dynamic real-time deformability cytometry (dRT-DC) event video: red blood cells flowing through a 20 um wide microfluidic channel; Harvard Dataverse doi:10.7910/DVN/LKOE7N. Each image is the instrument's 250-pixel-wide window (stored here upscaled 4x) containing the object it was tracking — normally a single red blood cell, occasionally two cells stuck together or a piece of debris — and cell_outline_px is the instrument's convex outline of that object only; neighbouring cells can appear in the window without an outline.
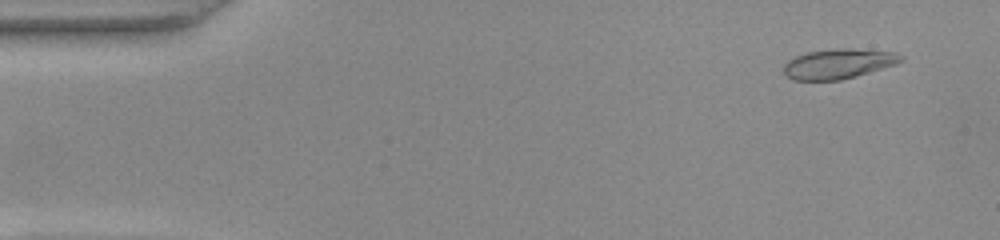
{"species": "common noctule bat (a hibernating species)", "species_latin": "Nyctalus noctula", "temperature_condition": "warm", "stored_images_in_passage": 7, "camera_frame_rate_fps": 3000, "um_per_image_px": 0.085, "animal": {"sex": "female", "body_mass_g": 22.0, "forearm_length_mm": 56.7}, "frame": {"image": 1, "passage_image": 4, "time_ms": 1.0, "image_size_px": [1000, 240], "cell_outline_px": [[904, 60], [896, 64], [856, 76], [840, 80], [792, 80], [784, 76], [784, 64], [788, 60], [796, 56], [808, 52], [840, 48], [852, 48], [896, 52], [904, 56]], "centroid_in_image_um": [71.27, 5.42], "position_along_channel_um": 13.7, "area_um2": 20.52}}